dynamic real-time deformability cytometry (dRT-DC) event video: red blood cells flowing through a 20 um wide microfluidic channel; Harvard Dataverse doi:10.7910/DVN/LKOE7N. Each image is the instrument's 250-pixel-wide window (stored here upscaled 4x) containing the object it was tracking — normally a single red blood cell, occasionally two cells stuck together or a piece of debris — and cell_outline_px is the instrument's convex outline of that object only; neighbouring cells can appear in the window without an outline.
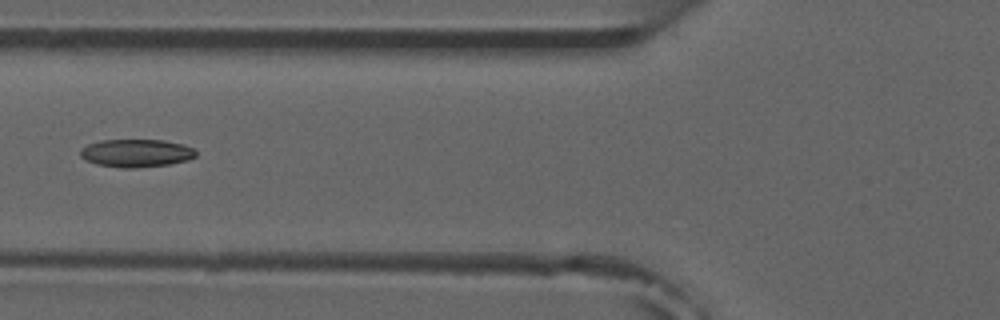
{"species": "common noctule bat (a hibernating species)", "species_latin": "Nyctalus noctula", "temperature_condition": "room temperature", "stored_images_in_passage": 6, "camera_frame_rate_fps": 3000, "um_per_image_px": 0.085, "animal": {"sex": "male", "forearm_length_mm": 52.5}, "frame": {"image": 1, "passage_image": 5, "time_ms": 5.667, "image_size_px": [1000, 320], "cell_outline_px": [[196, 156], [188, 160], [168, 164], [136, 168], [124, 168], [96, 164], [84, 160], [80, 156], [80, 148], [88, 144], [100, 140], [164, 140], [184, 144], [196, 148]], "centroid_in_image_um": [11.58, 13.01], "position_along_channel_um": 114.2, "area_um2": 19.02}}
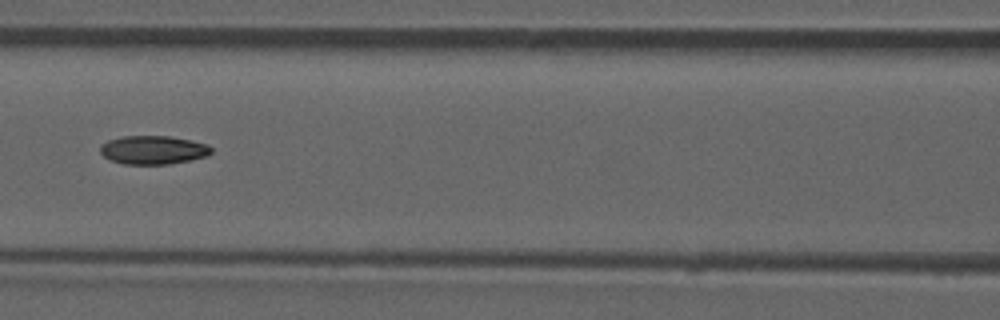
{"frame": {"image": 2, "passage_image": 6, "time_ms": 6.667, "image_size_px": [1000, 320], "cell_outline_px": [[212, 152], [208, 156], [192, 160], [168, 164], [124, 164], [112, 160], [104, 156], [100, 152], [100, 144], [108, 140], [124, 136], [168, 136], [192, 140], [208, 144], [212, 148]], "centroid_in_image_um": [13.05, 12.74], "position_along_channel_um": 153.5, "area_um2": 18.61}}